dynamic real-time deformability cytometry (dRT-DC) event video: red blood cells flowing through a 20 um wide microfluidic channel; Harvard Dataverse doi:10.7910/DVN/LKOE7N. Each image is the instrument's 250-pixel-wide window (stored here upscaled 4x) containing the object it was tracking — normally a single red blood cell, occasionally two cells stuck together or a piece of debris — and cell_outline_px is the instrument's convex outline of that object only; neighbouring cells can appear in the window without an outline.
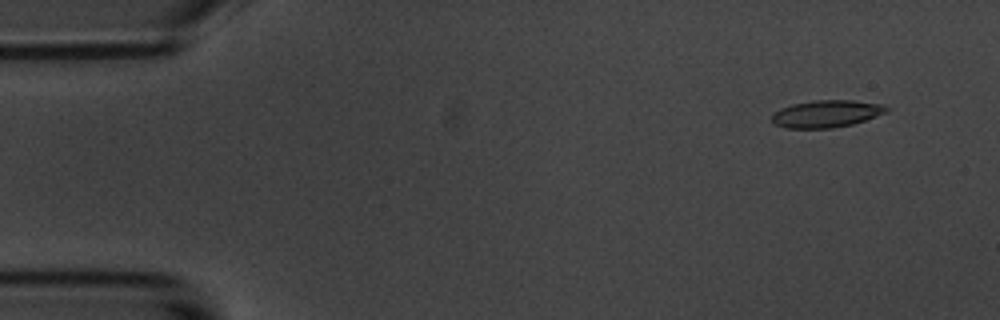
{"species": "common noctule bat (a hibernating species)", "species_latin": "Nyctalus noctula", "temperature_condition": "room temperature", "stored_images_in_passage": 17, "camera_frame_rate_fps": 3000, "um_per_image_px": 0.085, "animal": {"sex": "male", "body_mass_g": 20.1, "forearm_length_mm": 53.5}, "frame": {"image": 1, "passage_image": 5, "time_ms": 1.333, "image_size_px": [1000, 320], "cell_outline_px": [[888, 112], [852, 124], [832, 128], [784, 128], [772, 124], [772, 112], [780, 108], [792, 104], [812, 100], [852, 100], [884, 104], [888, 108]], "centroid_in_image_um": [70.21, 9.66], "position_along_channel_um": 14.8, "area_um2": 18.38}}
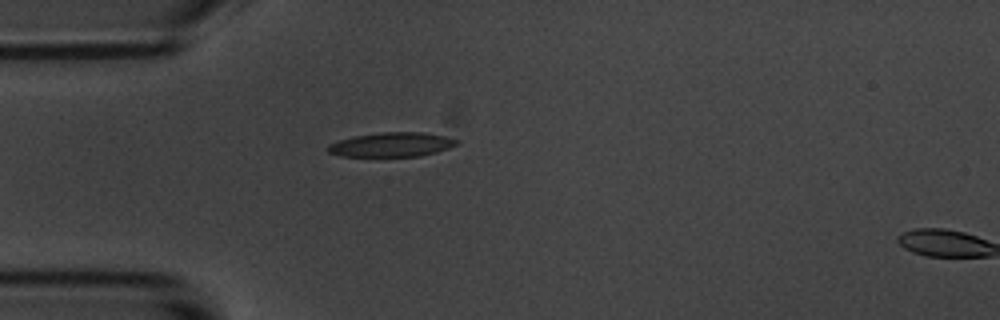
{"frame": {"image": 2, "passage_image": 16, "time_ms": 5.0, "image_size_px": [1000, 320], "cell_outline_px": [[460, 144], [436, 152], [420, 156], [340, 156], [328, 152], [328, 144], [336, 140], [356, 136], [384, 132], [424, 132], [444, 136], [460, 140]], "centroid_in_image_um": [33.31, 12.29], "position_along_channel_um": 51.7, "area_um2": 18.26}}